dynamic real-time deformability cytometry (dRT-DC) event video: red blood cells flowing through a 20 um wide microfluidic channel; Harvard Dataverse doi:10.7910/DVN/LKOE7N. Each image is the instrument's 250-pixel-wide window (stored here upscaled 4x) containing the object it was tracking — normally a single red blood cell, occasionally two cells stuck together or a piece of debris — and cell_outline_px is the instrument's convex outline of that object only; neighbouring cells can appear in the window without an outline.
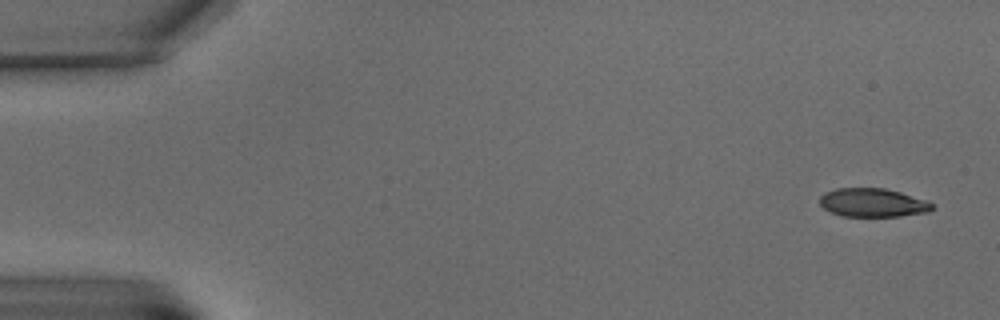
{"species": "common noctule bat (a hibernating species)", "species_latin": "Nyctalus noctula", "temperature_condition": "warm", "stored_images_in_passage": 6, "camera_frame_rate_fps": 3000, "um_per_image_px": 0.085, "animal": {"sex": "male", "body_mass_g": 15.6}, "frame": {"image": 1, "passage_image": 1, "time_ms": 0.0, "image_size_px": [1000, 320], "cell_outline_px": [[932, 208], [928, 212], [900, 216], [840, 216], [824, 208], [820, 204], [820, 196], [824, 192], [836, 188], [884, 188], [900, 192], [928, 200], [932, 204]], "centroid_in_image_um": [74.17, 17.22], "position_along_channel_um": 10.8, "area_um2": 18.73}}
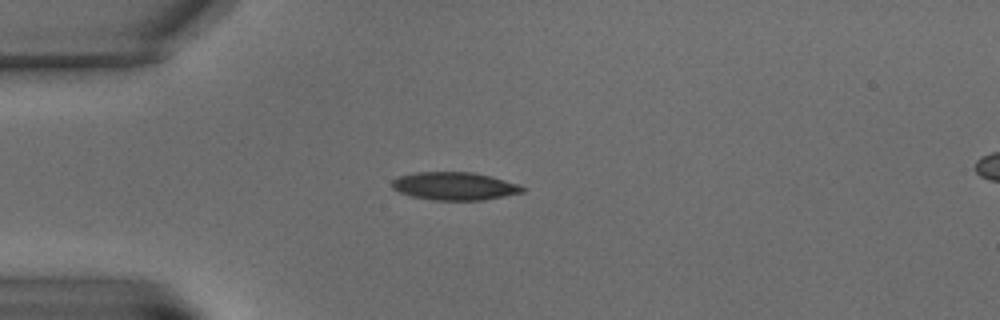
{"frame": {"image": 2, "passage_image": 5, "time_ms": 5.333, "image_size_px": [1000, 320], "cell_outline_px": [[528, 188], [524, 192], [504, 196], [480, 200], [436, 200], [412, 196], [400, 192], [392, 188], [392, 180], [400, 176], [416, 172], [472, 172], [492, 176], [520, 184]], "centroid_in_image_um": [38.69, 15.81], "position_along_channel_um": 46.3, "area_um2": 21.27}}